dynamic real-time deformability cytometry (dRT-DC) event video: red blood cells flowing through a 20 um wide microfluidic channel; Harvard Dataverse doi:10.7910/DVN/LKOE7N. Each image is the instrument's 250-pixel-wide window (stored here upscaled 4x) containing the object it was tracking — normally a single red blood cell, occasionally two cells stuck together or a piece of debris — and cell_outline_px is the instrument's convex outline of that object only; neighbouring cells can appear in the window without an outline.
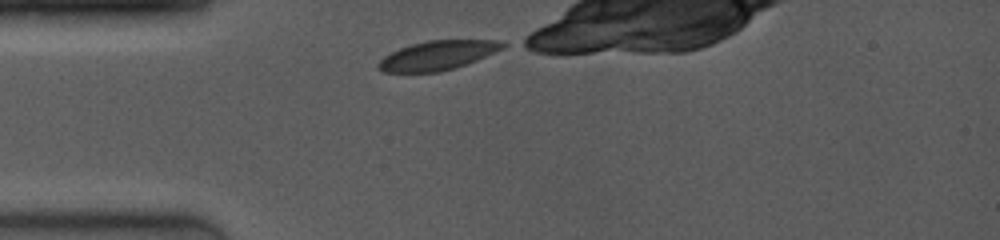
{"species": "common noctule bat (a hibernating species)", "species_latin": "Nyctalus noctula", "temperature_condition": "room temperature", "stored_images_in_passage": 39, "camera_frame_rate_fps": 4000, "um_per_image_px": 0.085, "animal": {"sex": "female", "body_mass_g": 19.0, "forearm_length_mm": 53.3}, "frame": {"image": 1, "passage_image": 1, "time_ms": 0.0, "image_size_px": [1000, 240], "cell_outline_px": [[508, 44], [504, 48], [476, 60], [440, 72], [384, 72], [376, 68], [376, 64], [384, 56], [400, 48], [412, 44], [428, 40], [500, 40]], "centroid_in_image_um": [37.18, 4.7], "position_along_channel_um": 47.8, "area_um2": 21.04}}
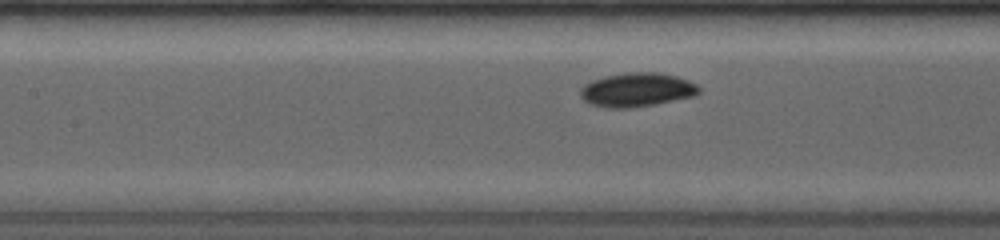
{"frame": {"image": 2, "passage_image": 14, "time_ms": 3.0, "image_size_px": [1000, 240], "cell_outline_px": [[700, 92], [696, 96], [656, 104], [632, 108], [608, 108], [592, 104], [584, 100], [580, 96], [580, 88], [584, 84], [592, 80], [604, 76], [628, 72], [660, 72], [676, 76], [688, 80], [696, 84], [700, 88]], "centroid_in_image_um": [54.15, 7.63], "position_along_channel_um": 153.3, "area_um2": 23.7}}
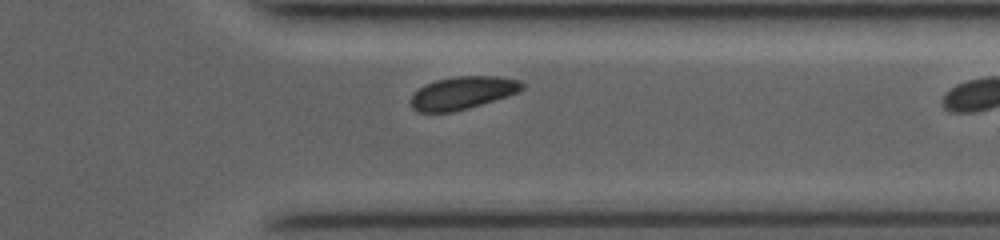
{"frame": {"image": 3, "passage_image": 38, "time_ms": 8.5, "image_size_px": [1000, 240], "cell_outline_px": [[524, 88], [520, 92], [508, 96], [468, 108], [452, 112], [416, 112], [412, 108], [412, 92], [424, 84], [436, 80], [456, 76], [496, 76], [520, 80], [524, 84]], "centroid_in_image_um": [39.32, 7.89], "position_along_channel_um": 372.1, "area_um2": 21.39}}